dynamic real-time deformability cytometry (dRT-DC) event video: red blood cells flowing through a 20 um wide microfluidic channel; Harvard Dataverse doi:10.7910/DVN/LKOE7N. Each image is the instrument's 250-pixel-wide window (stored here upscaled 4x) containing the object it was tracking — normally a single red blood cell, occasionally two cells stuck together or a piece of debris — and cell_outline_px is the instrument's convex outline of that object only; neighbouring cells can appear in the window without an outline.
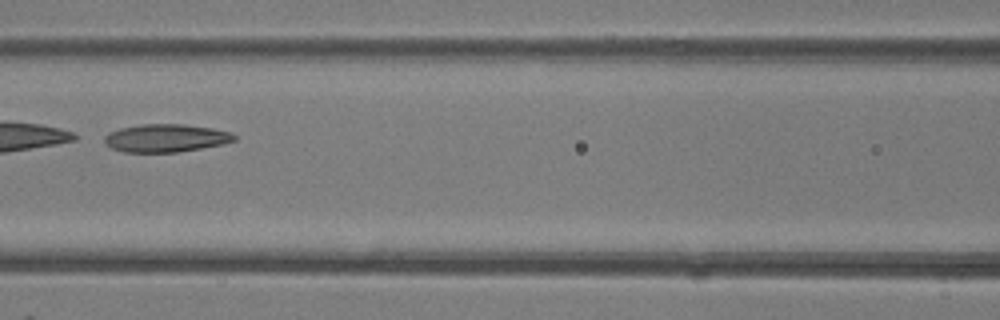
{"species": "common noctule bat (a hibernating species)", "species_latin": "Nyctalus noctula", "temperature_condition": "room temperature", "stored_images_in_passage": 39, "camera_frame_rate_fps": 3000, "um_per_image_px": 0.085, "animal": {"sex": "female"}, "frame": {"image": 1, "passage_image": 17, "time_ms": 5.333, "image_size_px": [1000, 320], "cell_outline_px": [[236, 140], [220, 144], [200, 148], [176, 152], [124, 152], [112, 148], [104, 140], [104, 136], [108, 132], [120, 128], [140, 124], [184, 124], [212, 128], [232, 132], [236, 136]], "centroid_in_image_um": [14.09, 11.72], "position_along_channel_um": 152.5, "area_um2": 21.04}}